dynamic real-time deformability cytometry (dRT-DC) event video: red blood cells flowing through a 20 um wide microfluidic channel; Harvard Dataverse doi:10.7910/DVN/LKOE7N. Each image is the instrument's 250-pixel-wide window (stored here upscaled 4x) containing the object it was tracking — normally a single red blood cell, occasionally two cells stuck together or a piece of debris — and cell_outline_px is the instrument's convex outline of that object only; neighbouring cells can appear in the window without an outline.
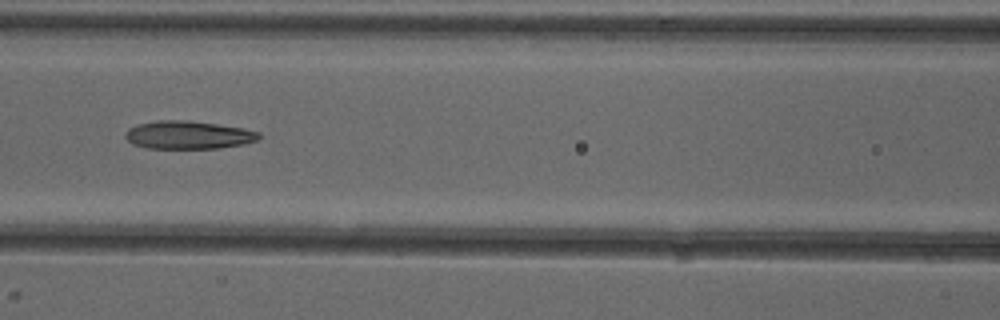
{"species": "common noctule bat (a hibernating species)", "species_latin": "Nyctalus noctula", "temperature_condition": "cold", "stored_images_in_passage": 5, "camera_frame_rate_fps": 3000, "um_per_image_px": 0.085, "animal": {"sex": "female"}, "frame": {"image": 1, "passage_image": 5, "time_ms": 5.333, "image_size_px": [1000, 320], "cell_outline_px": [[260, 136], [256, 140], [244, 144], [220, 148], [148, 148], [132, 144], [124, 136], [124, 132], [128, 128], [136, 124], [156, 120], [188, 120], [244, 128], [260, 132]], "centroid_in_image_um": [15.96, 11.46], "position_along_channel_um": 150.6, "area_um2": 21.96}}